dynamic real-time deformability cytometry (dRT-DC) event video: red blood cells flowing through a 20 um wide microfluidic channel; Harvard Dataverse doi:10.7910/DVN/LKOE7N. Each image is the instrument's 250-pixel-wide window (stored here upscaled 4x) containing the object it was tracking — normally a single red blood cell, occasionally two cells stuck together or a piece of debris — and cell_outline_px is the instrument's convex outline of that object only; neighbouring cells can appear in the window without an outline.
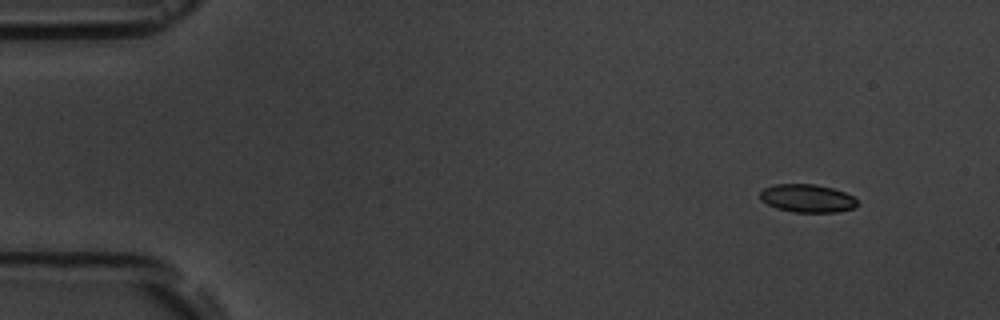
{"species": "common noctule bat (a hibernating species)", "species_latin": "Nyctalus noctula", "temperature_condition": "room temperature", "stored_images_in_passage": 4, "camera_frame_rate_fps": 3000, "um_per_image_px": 0.085, "animal": {"sex": "male", "body_mass_g": 19.5, "forearm_length_mm": 54.6}, "frame": {"image": 1, "passage_image": 1, "time_ms": 0.0, "image_size_px": [1000, 320], "cell_outline_px": [[856, 204], [852, 208], [836, 212], [792, 212], [776, 208], [760, 200], [760, 192], [764, 188], [776, 184], [816, 184], [832, 188], [844, 192], [852, 196], [856, 200]], "centroid_in_image_um": [68.57, 16.85], "position_along_channel_um": 16.4, "area_um2": 15.78}}
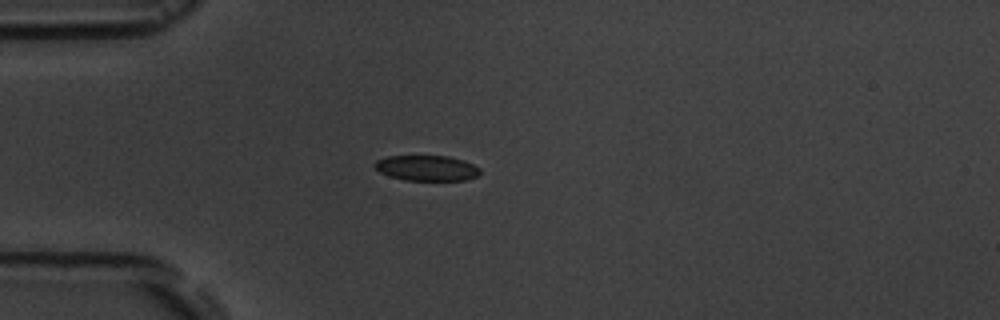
{"frame": {"image": 2, "passage_image": 4, "time_ms": 3.333, "image_size_px": [1000, 320], "cell_outline_px": [[480, 172], [476, 176], [468, 180], [404, 180], [388, 176], [380, 172], [372, 164], [376, 160], [388, 156], [448, 156], [464, 160], [480, 168]], "centroid_in_image_um": [36.26, 14.28], "position_along_channel_um": 48.7, "area_um2": 15.66}}